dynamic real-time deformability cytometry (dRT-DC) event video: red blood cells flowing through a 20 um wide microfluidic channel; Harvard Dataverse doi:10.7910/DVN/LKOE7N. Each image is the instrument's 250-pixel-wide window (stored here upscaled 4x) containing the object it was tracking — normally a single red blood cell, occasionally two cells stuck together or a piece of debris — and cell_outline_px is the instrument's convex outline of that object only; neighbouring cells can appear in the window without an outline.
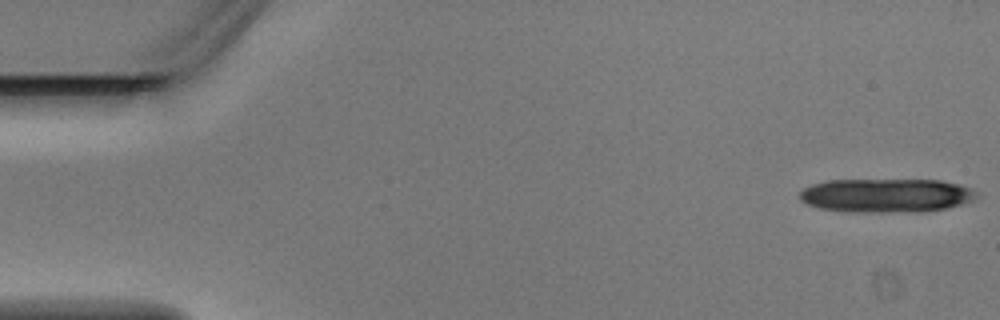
{"species": "Egyptian fruit bat (a non-hibernating species)", "species_latin": "Rousettus aegyptiacus", "temperature_condition": "warm", "stored_images_in_passage": 5, "camera_frame_rate_fps": 3000, "um_per_image_px": 0.085, "animal": {"sex": "male"}, "frame": {"image": 1, "passage_image": 1, "time_ms": 0.0, "image_size_px": [1000, 320], "cell_outline_px": [[980, 196], [972, 200], [948, 208], [920, 212], [848, 212], [820, 208], [808, 204], [800, 200], [800, 192], [804, 188], [812, 184], [828, 180], [940, 180], [960, 184], [972, 188], [980, 192]], "centroid_in_image_um": [75.38, 16.61], "position_along_channel_um": 9.6, "area_um2": 35.26}}